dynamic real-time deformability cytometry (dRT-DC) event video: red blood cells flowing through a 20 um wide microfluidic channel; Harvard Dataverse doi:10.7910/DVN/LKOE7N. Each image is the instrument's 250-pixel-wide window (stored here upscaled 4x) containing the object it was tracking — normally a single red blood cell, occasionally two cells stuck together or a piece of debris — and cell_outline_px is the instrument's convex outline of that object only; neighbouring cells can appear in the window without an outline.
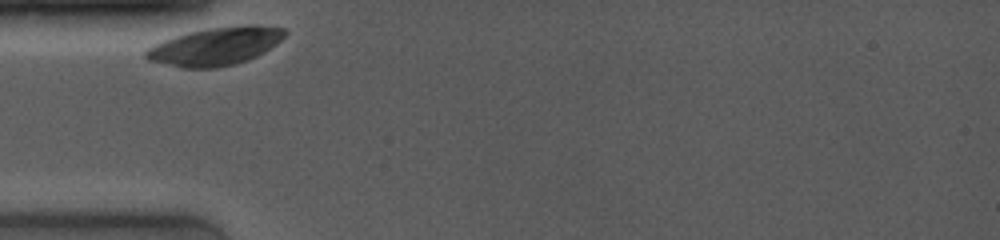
{"species": "common noctule bat (a hibernating species)", "species_latin": "Nyctalus noctula", "temperature_condition": "room temperature", "stored_images_in_passage": 6, "camera_frame_rate_fps": 4000, "um_per_image_px": 0.085, "animal": {"sex": "female", "body_mass_g": 19.0, "forearm_length_mm": 53.3}, "frame": {"image": 1, "passage_image": 1, "time_ms": 0.0, "image_size_px": [1000, 240], "cell_outline_px": [[288, 32], [276, 44], [264, 52], [248, 60], [236, 64], [216, 68], [180, 68], [148, 60], [144, 56], [144, 52], [148, 48], [164, 40], [188, 32], [208, 28], [244, 24], [256, 24], [284, 28]], "centroid_in_image_um": [18.33, 3.93], "position_along_channel_um": 66.7, "area_um2": 30.92}}
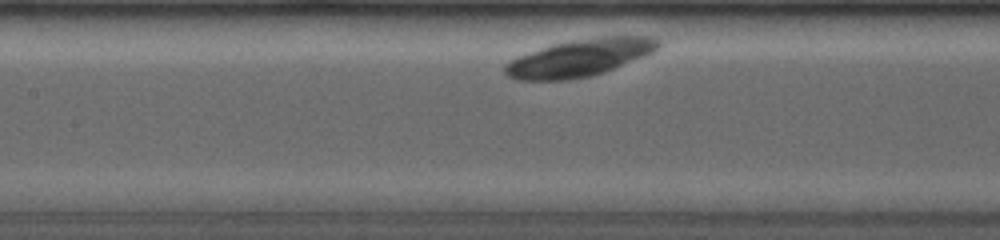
{"frame": {"image": 2, "passage_image": 6, "time_ms": 2.75, "image_size_px": [1000, 240], "cell_outline_px": [[660, 48], [644, 56], [604, 72], [588, 76], [568, 80], [516, 80], [508, 76], [504, 72], [504, 64], [508, 60], [516, 56], [552, 44], [596, 36], [652, 36], [660, 40]], "centroid_in_image_um": [49.25, 4.9], "position_along_channel_um": 158.1, "area_um2": 33.41}}